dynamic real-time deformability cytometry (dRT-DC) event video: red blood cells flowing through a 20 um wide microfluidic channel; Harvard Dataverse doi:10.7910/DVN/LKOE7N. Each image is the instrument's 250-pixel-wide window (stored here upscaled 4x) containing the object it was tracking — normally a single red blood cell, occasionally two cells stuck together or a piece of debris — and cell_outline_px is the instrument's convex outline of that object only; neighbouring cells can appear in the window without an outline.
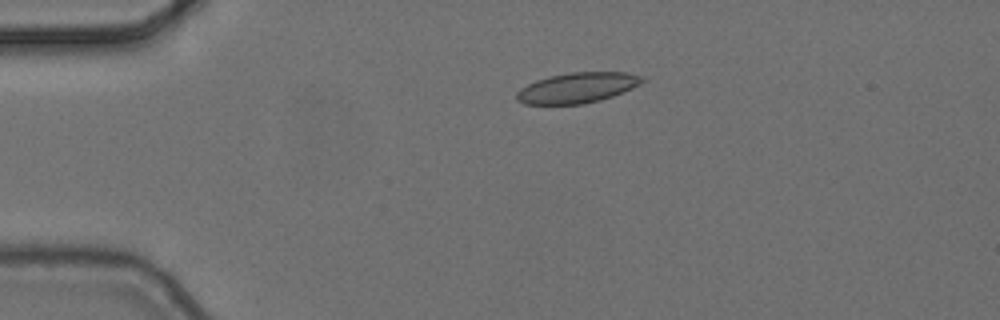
{"species": "common noctule bat (a hibernating species)", "species_latin": "Nyctalus noctula", "temperature_condition": "cold", "stored_images_in_passage": 6, "camera_frame_rate_fps": 3000, "um_per_image_px": 0.085, "animal": {"sex": "female", "body_mass_g": 24.6, "forearm_length_mm": 56.2}, "frame": {"image": 1, "passage_image": 4, "time_ms": 1.0, "image_size_px": [1000, 320], "cell_outline_px": [[648, 80], [632, 88], [612, 96], [600, 100], [584, 104], [524, 104], [516, 100], [516, 92], [520, 88], [536, 80], [548, 76], [568, 72], [628, 72], [644, 76]], "centroid_in_image_um": [49.09, 7.45], "position_along_channel_um": 35.9, "area_um2": 22.48}}
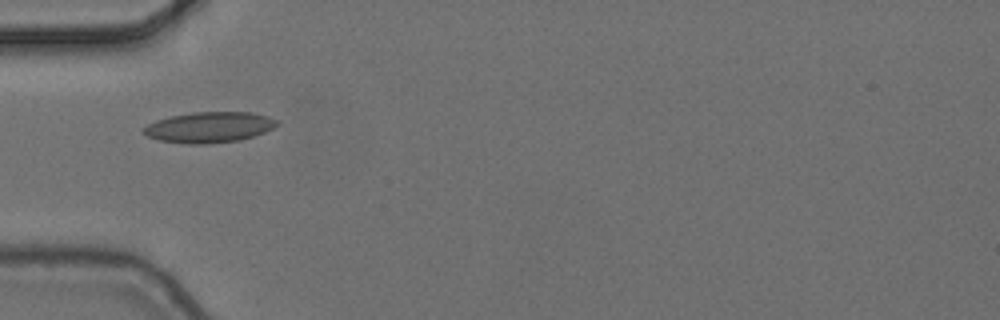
{"frame": {"image": 2, "passage_image": 5, "time_ms": 1.333, "image_size_px": [1000, 320], "cell_outline_px": [[280, 124], [264, 132], [240, 140], [208, 144], [188, 144], [160, 140], [148, 136], [140, 132], [140, 128], [156, 120], [172, 116], [192, 112], [252, 112], [268, 116], [276, 120]], "centroid_in_image_um": [17.76, 10.81], "position_along_channel_um": 67.2, "area_um2": 23.93}}
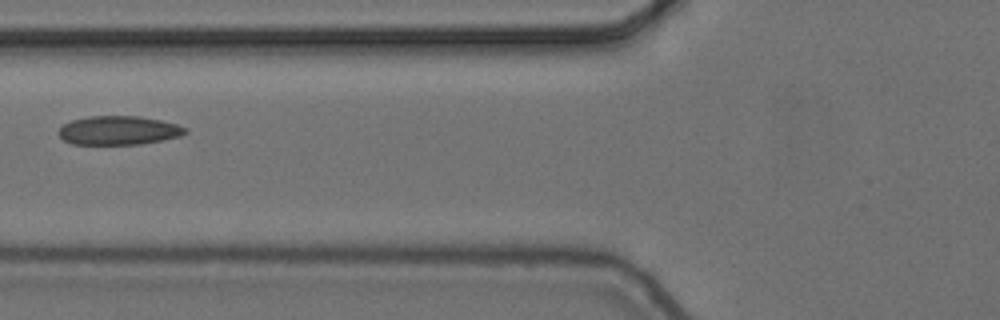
{"frame": {"image": 3, "passage_image": 6, "time_ms": 1.667, "image_size_px": [1000, 320], "cell_outline_px": [[188, 132], [180, 136], [164, 140], [140, 144], [72, 144], [64, 140], [56, 132], [64, 124], [72, 120], [88, 116], [140, 116], [160, 120], [176, 124], [188, 128]], "centroid_in_image_um": [10.1, 11.08], "position_along_channel_um": 115.7, "area_um2": 21.39}}